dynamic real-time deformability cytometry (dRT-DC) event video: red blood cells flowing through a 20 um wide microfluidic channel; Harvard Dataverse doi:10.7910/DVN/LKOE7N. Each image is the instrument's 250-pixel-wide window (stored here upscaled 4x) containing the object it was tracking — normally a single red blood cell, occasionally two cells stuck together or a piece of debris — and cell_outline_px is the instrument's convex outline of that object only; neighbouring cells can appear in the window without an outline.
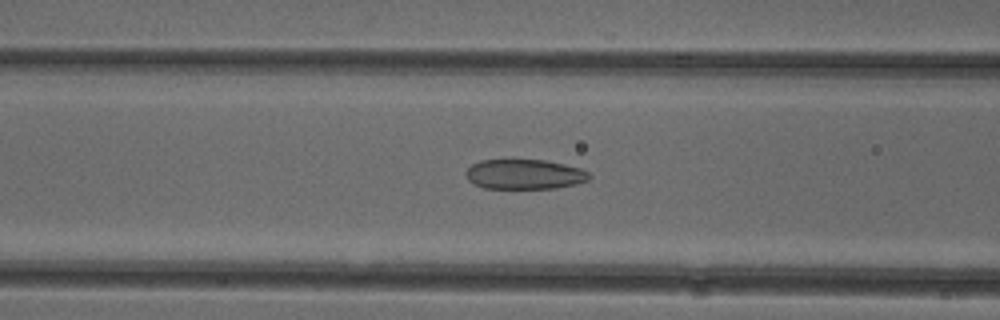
{"species": "common noctule bat (a hibernating species)", "species_latin": "Nyctalus noctula", "temperature_condition": "cold", "stored_images_in_passage": 52, "camera_frame_rate_fps": 3000, "um_per_image_px": 0.085, "animal": {"sex": "female"}, "frame": {"image": 1, "passage_image": 21, "time_ms": 6.667, "image_size_px": [1000, 320], "cell_outline_px": [[592, 176], [588, 180], [576, 184], [556, 188], [484, 188], [472, 184], [468, 180], [464, 172], [472, 164], [480, 160], [544, 160], [564, 164], [580, 168], [588, 172]], "centroid_in_image_um": [44.56, 14.82], "position_along_channel_um": 122.0, "area_um2": 21.56}}
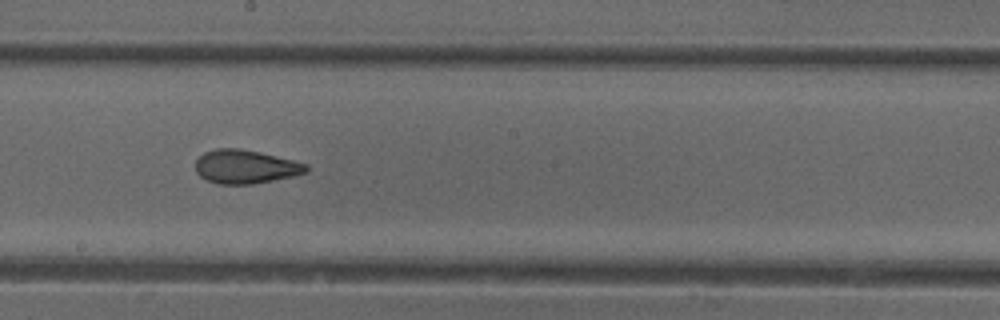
{"frame": {"image": 2, "passage_image": 29, "time_ms": 9.333, "image_size_px": [1000, 320], "cell_outline_px": [[308, 172], [296, 176], [252, 184], [220, 184], [208, 180], [200, 176], [196, 172], [196, 160], [204, 152], [216, 148], [240, 148], [260, 152], [308, 164]], "centroid_in_image_um": [20.88, 14.17], "position_along_channel_um": 227.3, "area_um2": 21.79}}
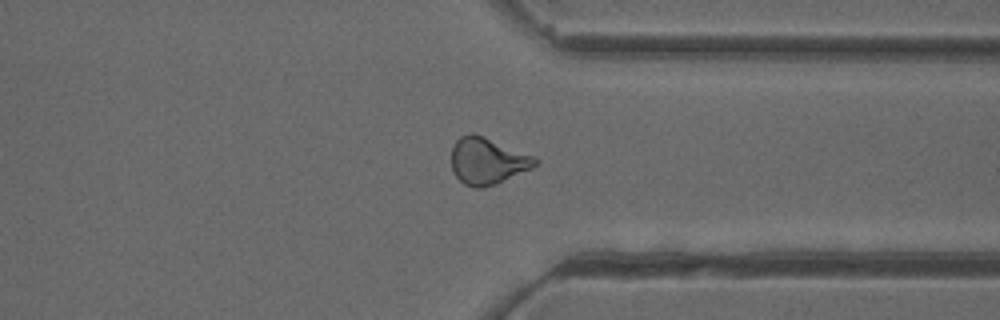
{"frame": {"image": 3, "passage_image": 40, "time_ms": 13.0, "image_size_px": [1000, 320], "cell_outline_px": [[540, 160], [532, 168], [496, 184], [484, 188], [472, 188], [464, 184], [452, 172], [452, 148], [456, 140], [460, 136], [472, 132], [484, 136], [536, 156]], "centroid_in_image_um": [41.44, 13.68], "position_along_channel_um": 370.0, "area_um2": 23.06}, "authors_computed_cell_mechanics": {"area_um2": 22.5709, "velocity_mm_per_s": 3.9381, "shape_relaxation_time_tau1_ms": null, "shape_relaxation_time_tau2_ms": 1.6017, "deformation_change_tau1": null, "deformation_change_tau2": 0.0782}}